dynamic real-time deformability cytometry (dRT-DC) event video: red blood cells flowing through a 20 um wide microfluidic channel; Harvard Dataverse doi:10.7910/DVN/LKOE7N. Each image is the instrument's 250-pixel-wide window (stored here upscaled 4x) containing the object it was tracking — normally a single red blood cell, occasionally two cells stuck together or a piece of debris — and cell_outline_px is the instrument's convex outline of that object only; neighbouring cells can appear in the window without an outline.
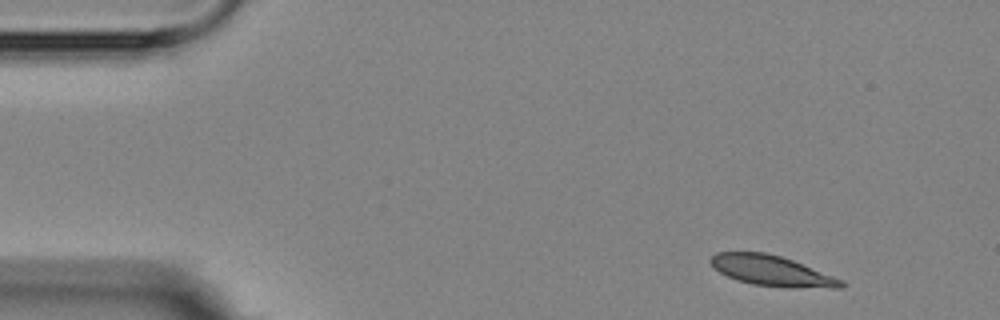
{"species": "Egyptian fruit bat (a non-hibernating species)", "species_latin": "Rousettus aegyptiacus", "temperature_condition": "room temperature", "stored_images_in_passage": 4, "camera_frame_rate_fps": 3000, "um_per_image_px": 0.085, "animal": {"sex": "female"}, "frame": {"image": 1, "passage_image": 1, "time_ms": 0.0, "image_size_px": [1000, 320], "cell_outline_px": [[848, 284], [844, 288], [788, 288], [752, 284], [736, 280], [712, 268], [708, 260], [716, 252], [764, 252], [780, 256], [792, 260], [844, 280]], "centroid_in_image_um": [65.62, 23.03], "position_along_channel_um": 19.4, "area_um2": 23.41}}
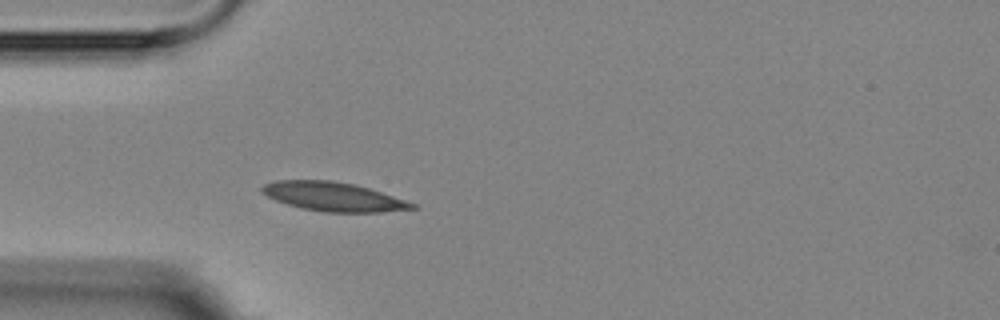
{"frame": {"image": 2, "passage_image": 4, "time_ms": 3.333, "image_size_px": [1000, 320], "cell_outline_px": [[420, 208], [380, 212], [324, 212], [300, 208], [276, 200], [260, 192], [260, 188], [264, 184], [276, 180], [332, 180], [352, 184], [368, 188], [416, 204]], "centroid_in_image_um": [28.3, 16.72], "position_along_channel_um": 56.7, "area_um2": 25.2}}